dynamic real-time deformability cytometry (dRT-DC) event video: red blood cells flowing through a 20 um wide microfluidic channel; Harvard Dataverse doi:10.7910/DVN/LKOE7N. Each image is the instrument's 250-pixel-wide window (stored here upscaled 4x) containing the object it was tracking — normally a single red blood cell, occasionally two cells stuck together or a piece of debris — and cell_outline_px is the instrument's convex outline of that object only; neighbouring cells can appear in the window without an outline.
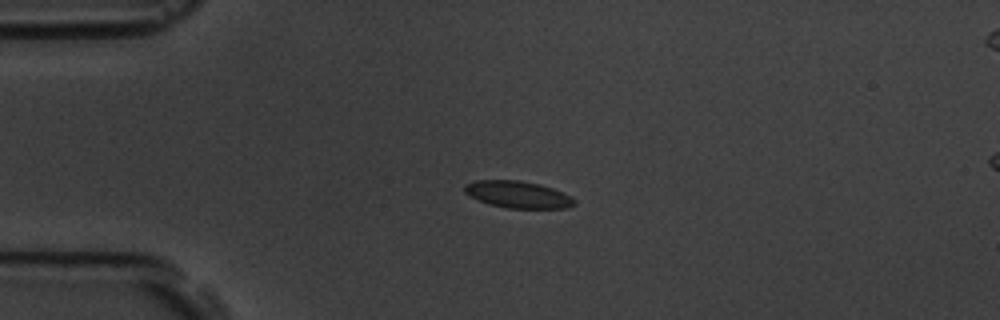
{"species": "common noctule bat (a hibernating species)", "species_latin": "Nyctalus noctula", "temperature_condition": "room temperature", "stored_images_in_passage": 5, "camera_frame_rate_fps": 3000, "um_per_image_px": 0.085, "animal": {"sex": "male", "body_mass_g": 19.5, "forearm_length_mm": 54.6}, "frame": {"image": 1, "passage_image": 3, "time_ms": 3.0, "image_size_px": [1000, 320], "cell_outline_px": [[576, 204], [568, 208], [504, 208], [488, 204], [476, 200], [464, 192], [464, 184], [476, 180], [520, 180], [540, 184], [552, 188], [576, 200]], "centroid_in_image_um": [43.97, 16.54], "position_along_channel_um": 41.0, "area_um2": 17.34}}
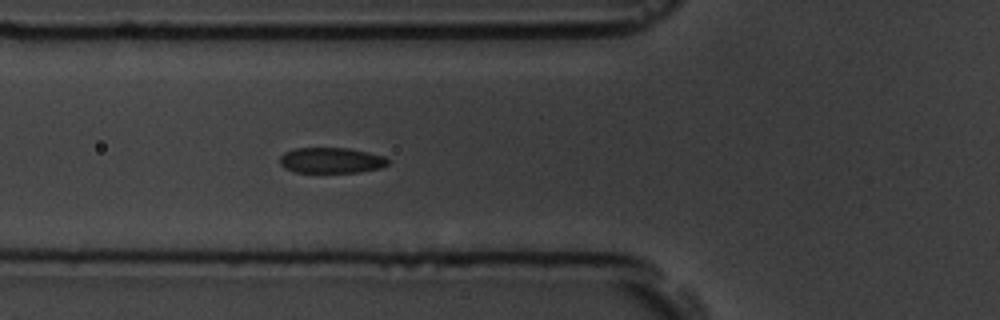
{"frame": {"image": 2, "passage_image": 5, "time_ms": 5.333, "image_size_px": [1000, 320], "cell_outline_px": [[388, 164], [380, 168], [360, 172], [296, 172], [284, 168], [280, 164], [280, 156], [284, 152], [292, 148], [348, 148], [368, 152], [384, 156], [388, 160]], "centroid_in_image_um": [28.13, 13.62], "position_along_channel_um": 97.7, "area_um2": 16.18}}